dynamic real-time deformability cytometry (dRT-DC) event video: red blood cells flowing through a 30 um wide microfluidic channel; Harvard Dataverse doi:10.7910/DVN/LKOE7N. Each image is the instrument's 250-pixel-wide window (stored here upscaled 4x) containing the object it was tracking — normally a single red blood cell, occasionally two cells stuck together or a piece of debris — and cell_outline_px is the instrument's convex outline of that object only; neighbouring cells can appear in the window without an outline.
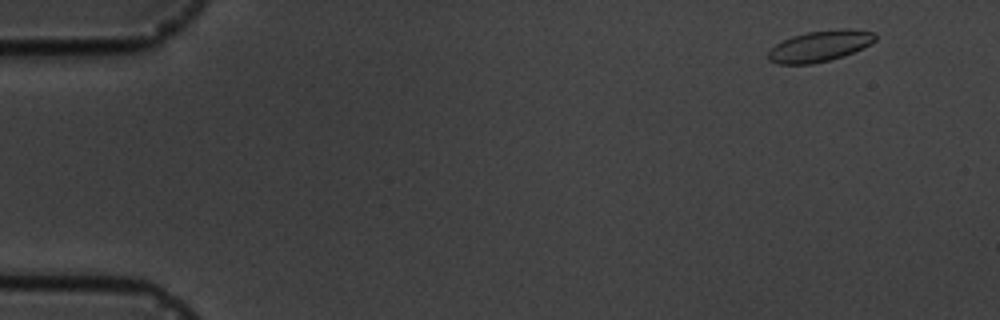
{"species": "common noctule bat (a hibernating species)", "species_latin": "Nyctalus noctula", "temperature_condition": "cold", "stored_images_in_passage": 4, "camera_frame_rate_fps": 3000, "um_per_image_px": 0.085, "animal": {"sex": "male", "body_mass_g": 19.5, "forearm_length_mm": 54.6}, "frame": {"image": 1, "passage_image": 1, "time_ms": 0.0, "image_size_px": [1000, 320], "cell_outline_px": [[876, 40], [844, 56], [812, 64], [776, 64], [768, 60], [768, 52], [776, 44], [792, 36], [808, 32], [840, 28], [844, 28], [876, 32]], "centroid_in_image_um": [69.67, 3.91], "position_along_channel_um": 15.3, "area_um2": 19.19}}